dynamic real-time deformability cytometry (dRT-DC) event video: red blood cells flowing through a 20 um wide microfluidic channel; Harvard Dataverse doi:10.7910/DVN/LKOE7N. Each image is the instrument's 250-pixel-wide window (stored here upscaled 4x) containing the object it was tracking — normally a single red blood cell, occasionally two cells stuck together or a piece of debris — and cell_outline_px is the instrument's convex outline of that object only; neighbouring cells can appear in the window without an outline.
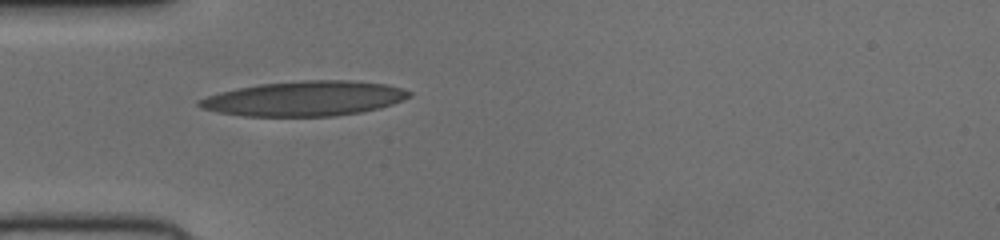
{"species": "human", "species_latin": "Homo sapiens", "temperature_condition": "cold", "stored_images_in_passage": 36, "camera_frame_rate_fps": 3000, "um_per_image_px": 0.085, "donor": {"sex": "female"}, "frame": {"image": 1, "passage_image": 1, "time_ms": 0.0, "image_size_px": [1000, 240], "cell_outline_px": [[412, 96], [392, 104], [380, 108], [360, 112], [336, 116], [244, 116], [216, 112], [200, 108], [196, 104], [196, 100], [220, 92], [236, 88], [260, 84], [304, 80], [348, 80], [384, 84], [400, 88], [412, 92]], "centroid_in_image_um": [25.85, 8.38], "position_along_channel_um": 59.2, "area_um2": 42.71}}
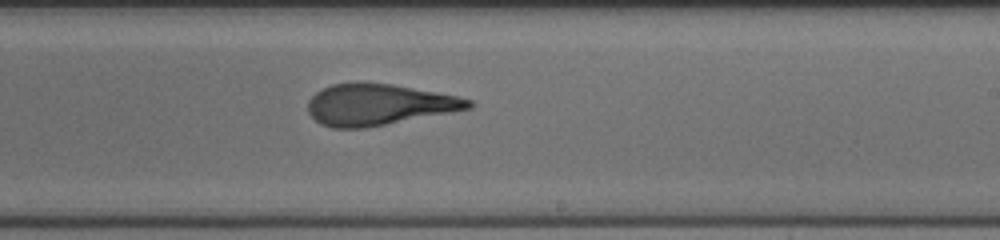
{"frame": {"image": 2, "passage_image": 16, "time_ms": 5.0, "image_size_px": [1000, 240], "cell_outline_px": [[476, 104], [472, 108], [452, 112], [368, 128], [332, 128], [320, 124], [308, 112], [308, 100], [316, 92], [332, 84], [356, 80], [360, 80], [392, 84], [436, 92], [456, 96], [472, 100]], "centroid_in_image_um": [32.18, 8.88], "position_along_channel_um": 256.8, "area_um2": 39.19}}
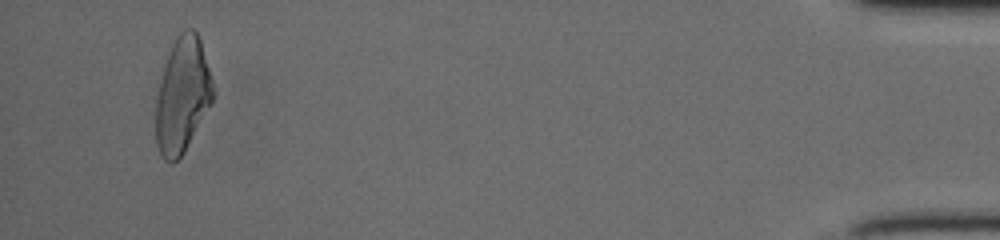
{"frame": {"image": 3, "passage_image": 34, "time_ms": 11.0, "image_size_px": [1000, 240], "cell_outline_px": [[212, 100], [184, 152], [172, 164], [164, 160], [156, 144], [156, 104], [160, 84], [168, 52], [176, 36], [184, 28], [192, 28], [196, 32], [200, 40], [208, 68], [212, 84]], "centroid_in_image_um": [15.48, 8.09], "position_along_channel_um": 419.7, "area_um2": 37.45}}